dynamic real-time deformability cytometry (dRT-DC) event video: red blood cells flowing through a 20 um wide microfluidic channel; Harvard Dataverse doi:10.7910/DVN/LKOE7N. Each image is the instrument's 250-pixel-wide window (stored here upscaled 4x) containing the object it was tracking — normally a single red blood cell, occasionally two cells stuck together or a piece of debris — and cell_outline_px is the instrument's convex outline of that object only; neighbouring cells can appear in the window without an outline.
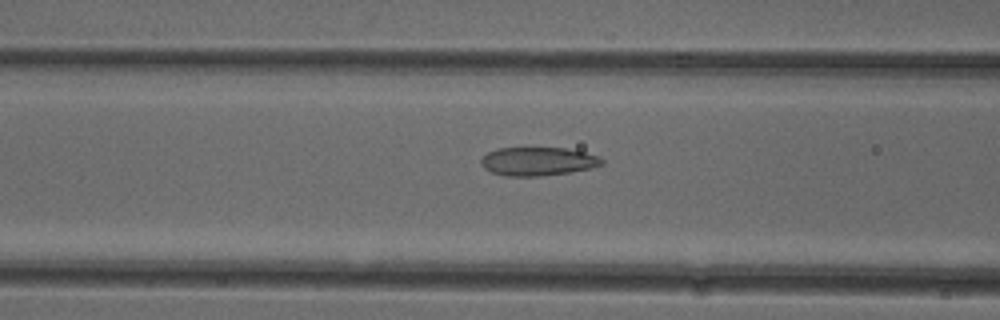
{"species": "common noctule bat (a hibernating species)", "species_latin": "Nyctalus noctula", "temperature_condition": "cold", "stored_images_in_passage": 51, "camera_frame_rate_fps": 3000, "um_per_image_px": 0.085, "animal": {"sex": "female"}, "frame": {"image": 1, "passage_image": 19, "time_ms": 6.0, "image_size_px": [1000, 320], "cell_outline_px": [[604, 164], [592, 168], [572, 172], [540, 176], [504, 176], [492, 172], [484, 168], [480, 164], [480, 160], [488, 152], [496, 148], [564, 148], [584, 152], [596, 156], [604, 160]], "centroid_in_image_um": [45.71, 13.72], "position_along_channel_um": 120.9, "area_um2": 20.11}}
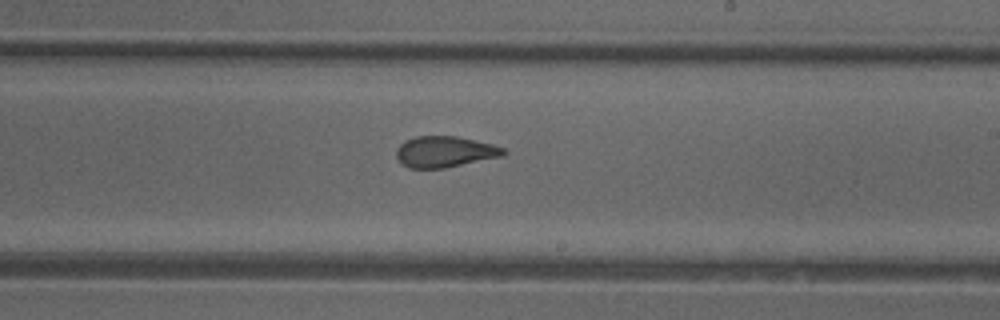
{"frame": {"image": 2, "passage_image": 29, "time_ms": 9.333, "image_size_px": [1000, 320], "cell_outline_px": [[508, 152], [504, 156], [444, 168], [408, 168], [396, 156], [396, 148], [404, 140], [416, 136], [456, 136], [492, 144], [504, 148]], "centroid_in_image_um": [37.82, 12.89], "position_along_channel_um": 251.2, "area_um2": 19.42}}
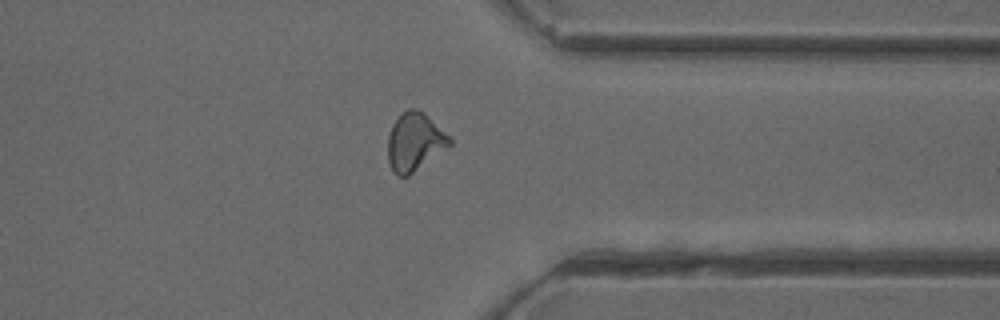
{"frame": {"image": 3, "passage_image": 39, "time_ms": 12.667, "image_size_px": [1000, 320], "cell_outline_px": [[452, 144], [408, 176], [396, 176], [392, 172], [388, 160], [388, 136], [392, 124], [400, 112], [408, 108], [416, 108], [424, 112], [452, 140]], "centroid_in_image_um": [35.21, 12.05], "position_along_channel_um": 376.2, "area_um2": 20.92}, "authors_computed_cell_mechanics": {"area_um2": 20.4034, "velocity_mm_per_s": 3.9111, "shape_relaxation_time_tau1_ms": null, "shape_relaxation_time_tau2_ms": 1.3918, "deformation_change_tau1": null, "deformation_change_tau2": 0.0871}}